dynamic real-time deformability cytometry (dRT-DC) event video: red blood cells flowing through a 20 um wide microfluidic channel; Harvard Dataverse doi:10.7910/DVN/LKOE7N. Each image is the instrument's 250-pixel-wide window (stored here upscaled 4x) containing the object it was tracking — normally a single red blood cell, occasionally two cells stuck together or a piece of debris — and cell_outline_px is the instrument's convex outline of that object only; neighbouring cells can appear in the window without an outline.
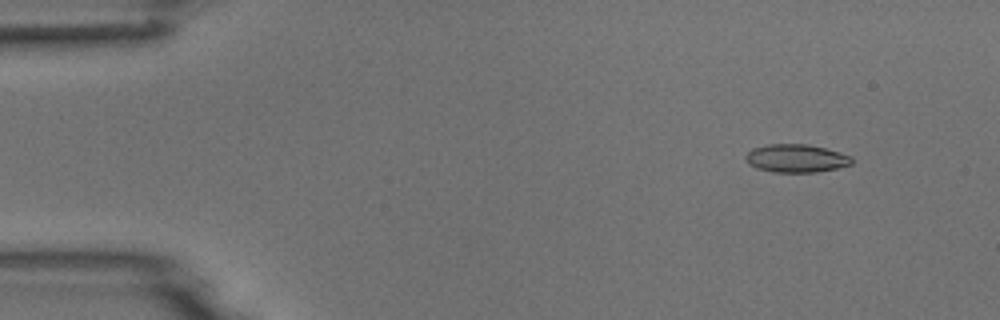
{"species": "common noctule bat (a hibernating species)", "species_latin": "Nyctalus noctula", "temperature_condition": "room temperature", "stored_images_in_passage": 11, "camera_frame_rate_fps": 3000, "um_per_image_px": 0.085, "animal": {"sex": "male", "body_mass_g": 18.8}, "frame": {"image": 1, "passage_image": 2, "time_ms": 1.0, "image_size_px": [1000, 320], "cell_outline_px": [[852, 164], [836, 168], [816, 172], [772, 172], [756, 168], [748, 164], [744, 156], [752, 148], [768, 144], [804, 144], [824, 148], [840, 152], [852, 156]], "centroid_in_image_um": [67.65, 13.46], "position_along_channel_um": 17.4, "area_um2": 17.4}}
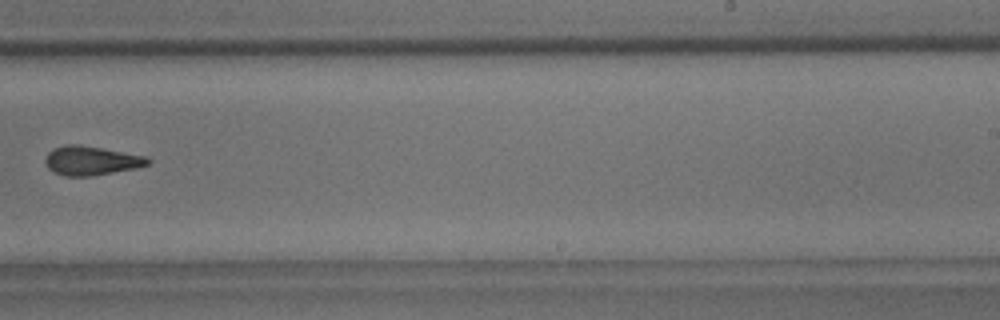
{"frame": {"image": 2, "passage_image": 10, "time_ms": 10.333, "image_size_px": [1000, 320], "cell_outline_px": [[152, 160], [148, 164], [136, 168], [92, 176], [64, 176], [48, 168], [44, 164], [44, 160], [48, 152], [52, 148], [64, 144], [80, 144], [144, 156]], "centroid_in_image_um": [7.7, 13.65], "position_along_channel_um": 281.3, "area_um2": 17.4}}
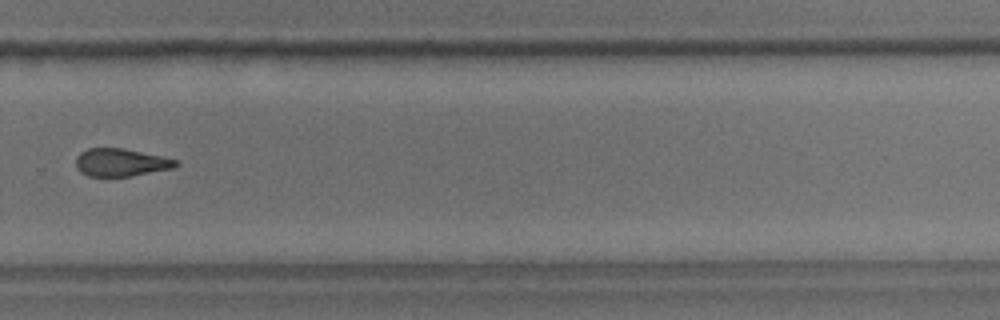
{"frame": {"image": 3, "passage_image": 11, "time_ms": 11.333, "image_size_px": [1000, 320], "cell_outline_px": [[180, 164], [172, 168], [132, 176], [88, 176], [80, 172], [76, 168], [76, 156], [80, 152], [88, 148], [124, 148], [180, 160]], "centroid_in_image_um": [10.27, 13.8], "position_along_channel_um": 319.5, "area_um2": 16.3}}